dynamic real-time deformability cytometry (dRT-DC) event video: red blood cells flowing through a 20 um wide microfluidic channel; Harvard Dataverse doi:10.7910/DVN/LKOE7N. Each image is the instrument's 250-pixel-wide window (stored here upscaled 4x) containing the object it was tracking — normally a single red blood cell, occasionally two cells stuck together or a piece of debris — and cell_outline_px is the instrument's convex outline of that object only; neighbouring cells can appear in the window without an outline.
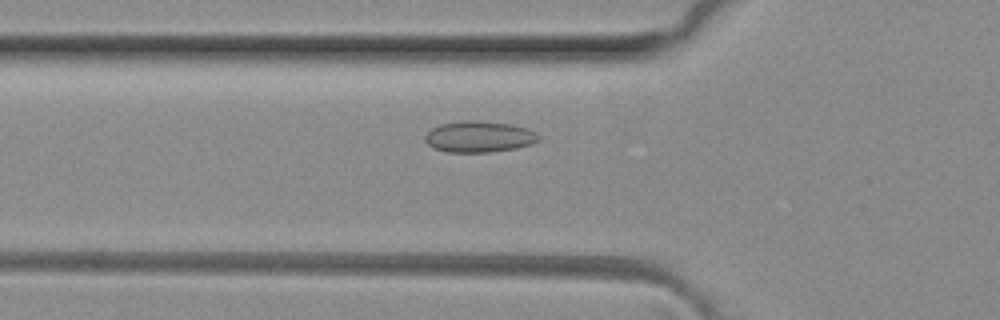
{"species": "common noctule bat (a hibernating species)", "species_latin": "Nyctalus noctula", "temperature_condition": "room temperature", "stored_images_in_passage": 51, "segment_of_instrument_passage": [1, 2], "camera_frame_rate_fps": 3000, "um_per_image_px": 0.085, "animal": {"sex": "female", "body_mass_g": 29.2, "forearm_length_mm": 56.3}, "frame": {"image": 1, "passage_image": 17, "time_ms": 5.333, "image_size_px": [1000, 320], "cell_outline_px": [[540, 140], [532, 144], [516, 148], [488, 152], [448, 152], [432, 148], [424, 140], [424, 136], [432, 128], [440, 124], [464, 120], [476, 120], [512, 124], [528, 128], [536, 132], [540, 136]], "centroid_in_image_um": [40.73, 11.61], "position_along_channel_um": 85.1, "area_um2": 20.87}}
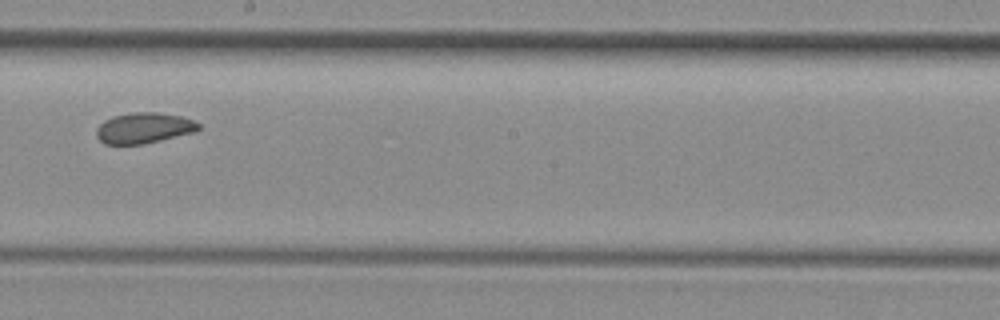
{"frame": {"image": 2, "passage_image": 28, "time_ms": 9.0, "image_size_px": [1000, 320], "cell_outline_px": [[200, 128], [196, 132], [144, 144], [104, 144], [96, 136], [96, 128], [104, 120], [112, 116], [132, 112], [160, 112], [180, 116], [192, 120], [200, 124]], "centroid_in_image_um": [12.22, 10.88], "position_along_channel_um": 236.0, "area_um2": 18.44}}
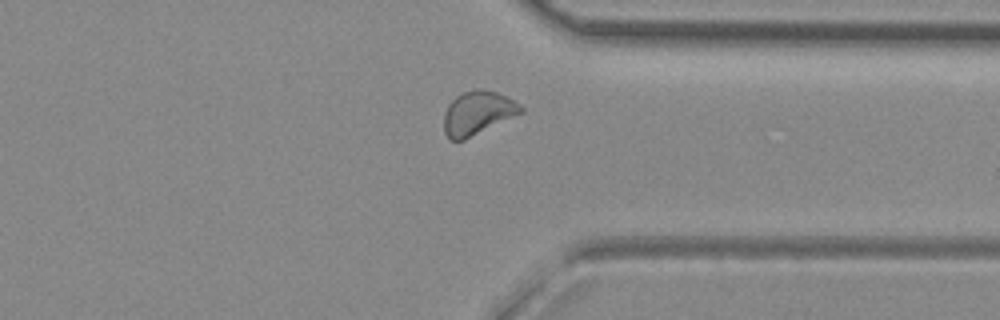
{"frame": {"image": 3, "passage_image": 38, "time_ms": 12.333, "image_size_px": [1000, 320], "cell_outline_px": [[524, 112], [464, 140], [448, 140], [444, 132], [444, 112], [448, 104], [456, 96], [464, 92], [476, 88], [480, 88], [496, 92], [508, 96], [520, 104], [524, 108]], "centroid_in_image_um": [40.61, 9.6], "position_along_channel_um": 370.8, "area_um2": 19.77}}